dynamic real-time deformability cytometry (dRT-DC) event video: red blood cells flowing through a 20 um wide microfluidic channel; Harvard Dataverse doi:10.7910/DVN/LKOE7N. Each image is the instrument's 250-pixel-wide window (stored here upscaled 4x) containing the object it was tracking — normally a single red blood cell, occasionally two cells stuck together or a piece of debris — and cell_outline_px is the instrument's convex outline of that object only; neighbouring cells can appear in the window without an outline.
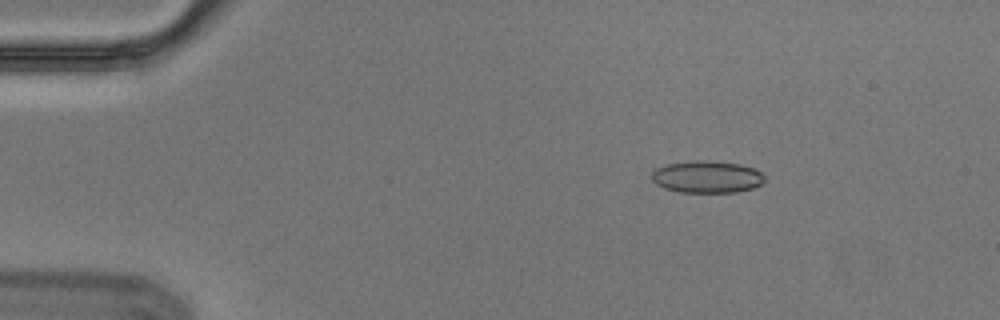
{"species": "Egyptian fruit bat (a non-hibernating species)", "species_latin": "Rousettus aegyptiacus", "temperature_condition": "cold", "stored_images_in_passage": 5, "camera_frame_rate_fps": 3000, "um_per_image_px": 0.085, "animal": {"sex": "male"}, "frame": {"image": 1, "passage_image": 3, "time_ms": 0.667, "image_size_px": [1000, 320], "cell_outline_px": [[768, 180], [752, 188], [736, 192], [680, 192], [664, 188], [656, 184], [652, 180], [652, 172], [656, 168], [668, 164], [692, 160], [708, 160], [740, 164], [752, 168], [760, 172]], "centroid_in_image_um": [60.09, 15.03], "position_along_channel_um": 24.9, "area_um2": 21.15}}